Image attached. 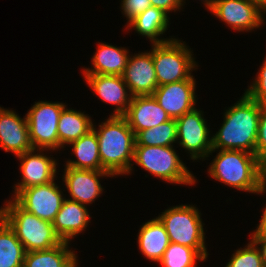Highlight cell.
<instances>
[{
	"label": "cell",
	"mask_w": 266,
	"mask_h": 267,
	"mask_svg": "<svg viewBox=\"0 0 266 267\" xmlns=\"http://www.w3.org/2000/svg\"><path fill=\"white\" fill-rule=\"evenodd\" d=\"M256 157L263 164H266V102L261 103L258 134L256 140Z\"/></svg>",
	"instance_id": "cell-31"
},
{
	"label": "cell",
	"mask_w": 266,
	"mask_h": 267,
	"mask_svg": "<svg viewBox=\"0 0 266 267\" xmlns=\"http://www.w3.org/2000/svg\"><path fill=\"white\" fill-rule=\"evenodd\" d=\"M261 104L245 93L223 113V123L212 135V156L218 150L246 151L256 155Z\"/></svg>",
	"instance_id": "cell-1"
},
{
	"label": "cell",
	"mask_w": 266,
	"mask_h": 267,
	"mask_svg": "<svg viewBox=\"0 0 266 267\" xmlns=\"http://www.w3.org/2000/svg\"><path fill=\"white\" fill-rule=\"evenodd\" d=\"M75 160L67 159L65 167L75 169L106 171L102 165L99 154V143L96 132L92 129L86 135L69 144Z\"/></svg>",
	"instance_id": "cell-24"
},
{
	"label": "cell",
	"mask_w": 266,
	"mask_h": 267,
	"mask_svg": "<svg viewBox=\"0 0 266 267\" xmlns=\"http://www.w3.org/2000/svg\"><path fill=\"white\" fill-rule=\"evenodd\" d=\"M250 239L258 247L264 267H266V236L265 235H251Z\"/></svg>",
	"instance_id": "cell-34"
},
{
	"label": "cell",
	"mask_w": 266,
	"mask_h": 267,
	"mask_svg": "<svg viewBox=\"0 0 266 267\" xmlns=\"http://www.w3.org/2000/svg\"><path fill=\"white\" fill-rule=\"evenodd\" d=\"M90 217L87 206L65 198L52 225L61 241L70 243L74 237L86 231Z\"/></svg>",
	"instance_id": "cell-19"
},
{
	"label": "cell",
	"mask_w": 266,
	"mask_h": 267,
	"mask_svg": "<svg viewBox=\"0 0 266 267\" xmlns=\"http://www.w3.org/2000/svg\"><path fill=\"white\" fill-rule=\"evenodd\" d=\"M207 172L210 178L238 191L259 195L266 192L264 165L255 154L219 150Z\"/></svg>",
	"instance_id": "cell-3"
},
{
	"label": "cell",
	"mask_w": 266,
	"mask_h": 267,
	"mask_svg": "<svg viewBox=\"0 0 266 267\" xmlns=\"http://www.w3.org/2000/svg\"><path fill=\"white\" fill-rule=\"evenodd\" d=\"M264 58L256 77L244 92L249 98L260 104L266 102V56Z\"/></svg>",
	"instance_id": "cell-30"
},
{
	"label": "cell",
	"mask_w": 266,
	"mask_h": 267,
	"mask_svg": "<svg viewBox=\"0 0 266 267\" xmlns=\"http://www.w3.org/2000/svg\"><path fill=\"white\" fill-rule=\"evenodd\" d=\"M136 165L166 183L195 185L197 178L181 160L175 146H135Z\"/></svg>",
	"instance_id": "cell-5"
},
{
	"label": "cell",
	"mask_w": 266,
	"mask_h": 267,
	"mask_svg": "<svg viewBox=\"0 0 266 267\" xmlns=\"http://www.w3.org/2000/svg\"><path fill=\"white\" fill-rule=\"evenodd\" d=\"M0 148L15 156L33 150L26 115L0 107Z\"/></svg>",
	"instance_id": "cell-17"
},
{
	"label": "cell",
	"mask_w": 266,
	"mask_h": 267,
	"mask_svg": "<svg viewBox=\"0 0 266 267\" xmlns=\"http://www.w3.org/2000/svg\"><path fill=\"white\" fill-rule=\"evenodd\" d=\"M0 216L13 229L26 252L51 249L62 242L51 222L23 209L13 198L0 207Z\"/></svg>",
	"instance_id": "cell-4"
},
{
	"label": "cell",
	"mask_w": 266,
	"mask_h": 267,
	"mask_svg": "<svg viewBox=\"0 0 266 267\" xmlns=\"http://www.w3.org/2000/svg\"><path fill=\"white\" fill-rule=\"evenodd\" d=\"M25 249L13 229L0 216V267H21Z\"/></svg>",
	"instance_id": "cell-26"
},
{
	"label": "cell",
	"mask_w": 266,
	"mask_h": 267,
	"mask_svg": "<svg viewBox=\"0 0 266 267\" xmlns=\"http://www.w3.org/2000/svg\"><path fill=\"white\" fill-rule=\"evenodd\" d=\"M263 213L261 218L259 219V224L256 226L257 228L253 230L252 234L250 235H265L266 236V205L263 207Z\"/></svg>",
	"instance_id": "cell-35"
},
{
	"label": "cell",
	"mask_w": 266,
	"mask_h": 267,
	"mask_svg": "<svg viewBox=\"0 0 266 267\" xmlns=\"http://www.w3.org/2000/svg\"><path fill=\"white\" fill-rule=\"evenodd\" d=\"M113 178L108 171L84 170L65 167L63 172V183L69 193V200L76 201L82 205H90L102 196L104 191L100 178ZM71 197V198H70Z\"/></svg>",
	"instance_id": "cell-13"
},
{
	"label": "cell",
	"mask_w": 266,
	"mask_h": 267,
	"mask_svg": "<svg viewBox=\"0 0 266 267\" xmlns=\"http://www.w3.org/2000/svg\"><path fill=\"white\" fill-rule=\"evenodd\" d=\"M69 242L62 241L59 245L47 250L25 253V267H78V256ZM70 248V249H69Z\"/></svg>",
	"instance_id": "cell-23"
},
{
	"label": "cell",
	"mask_w": 266,
	"mask_h": 267,
	"mask_svg": "<svg viewBox=\"0 0 266 267\" xmlns=\"http://www.w3.org/2000/svg\"><path fill=\"white\" fill-rule=\"evenodd\" d=\"M122 77L132 96L152 95L158 87L152 49L130 54Z\"/></svg>",
	"instance_id": "cell-16"
},
{
	"label": "cell",
	"mask_w": 266,
	"mask_h": 267,
	"mask_svg": "<svg viewBox=\"0 0 266 267\" xmlns=\"http://www.w3.org/2000/svg\"><path fill=\"white\" fill-rule=\"evenodd\" d=\"M66 106L63 102L37 101L26 114L30 140L34 149L59 151V116Z\"/></svg>",
	"instance_id": "cell-8"
},
{
	"label": "cell",
	"mask_w": 266,
	"mask_h": 267,
	"mask_svg": "<svg viewBox=\"0 0 266 267\" xmlns=\"http://www.w3.org/2000/svg\"><path fill=\"white\" fill-rule=\"evenodd\" d=\"M56 151L49 149H33L15 156L20 161L21 181L14 184L11 198H14L21 190L32 186H38L57 180L58 160L47 152ZM37 152V153H36ZM54 158V159H53Z\"/></svg>",
	"instance_id": "cell-10"
},
{
	"label": "cell",
	"mask_w": 266,
	"mask_h": 267,
	"mask_svg": "<svg viewBox=\"0 0 266 267\" xmlns=\"http://www.w3.org/2000/svg\"><path fill=\"white\" fill-rule=\"evenodd\" d=\"M137 237V245L143 257L156 264L171 243L163 223L157 216L141 225Z\"/></svg>",
	"instance_id": "cell-21"
},
{
	"label": "cell",
	"mask_w": 266,
	"mask_h": 267,
	"mask_svg": "<svg viewBox=\"0 0 266 267\" xmlns=\"http://www.w3.org/2000/svg\"><path fill=\"white\" fill-rule=\"evenodd\" d=\"M121 13L126 17V24L133 20L140 13L151 7L150 0H121Z\"/></svg>",
	"instance_id": "cell-32"
},
{
	"label": "cell",
	"mask_w": 266,
	"mask_h": 267,
	"mask_svg": "<svg viewBox=\"0 0 266 267\" xmlns=\"http://www.w3.org/2000/svg\"><path fill=\"white\" fill-rule=\"evenodd\" d=\"M135 146H174L177 143V123L170 119L156 127L139 131Z\"/></svg>",
	"instance_id": "cell-27"
},
{
	"label": "cell",
	"mask_w": 266,
	"mask_h": 267,
	"mask_svg": "<svg viewBox=\"0 0 266 267\" xmlns=\"http://www.w3.org/2000/svg\"><path fill=\"white\" fill-rule=\"evenodd\" d=\"M206 259L194 248L171 242L158 262L161 267H197Z\"/></svg>",
	"instance_id": "cell-28"
},
{
	"label": "cell",
	"mask_w": 266,
	"mask_h": 267,
	"mask_svg": "<svg viewBox=\"0 0 266 267\" xmlns=\"http://www.w3.org/2000/svg\"><path fill=\"white\" fill-rule=\"evenodd\" d=\"M169 22V15L151 6L131 20L125 28L135 30L138 35L148 38L152 44L164 43L174 39L172 36L171 38L160 37L168 30Z\"/></svg>",
	"instance_id": "cell-22"
},
{
	"label": "cell",
	"mask_w": 266,
	"mask_h": 267,
	"mask_svg": "<svg viewBox=\"0 0 266 267\" xmlns=\"http://www.w3.org/2000/svg\"><path fill=\"white\" fill-rule=\"evenodd\" d=\"M152 45V59L158 86L190 79L198 69L193 51L185 41L174 38Z\"/></svg>",
	"instance_id": "cell-7"
},
{
	"label": "cell",
	"mask_w": 266,
	"mask_h": 267,
	"mask_svg": "<svg viewBox=\"0 0 266 267\" xmlns=\"http://www.w3.org/2000/svg\"><path fill=\"white\" fill-rule=\"evenodd\" d=\"M92 56V67L82 68V74L122 76L127 66L130 50L106 42H98Z\"/></svg>",
	"instance_id": "cell-20"
},
{
	"label": "cell",
	"mask_w": 266,
	"mask_h": 267,
	"mask_svg": "<svg viewBox=\"0 0 266 267\" xmlns=\"http://www.w3.org/2000/svg\"><path fill=\"white\" fill-rule=\"evenodd\" d=\"M89 114L68 108H63L58 121V136L60 149L78 140L92 130L93 122Z\"/></svg>",
	"instance_id": "cell-25"
},
{
	"label": "cell",
	"mask_w": 266,
	"mask_h": 267,
	"mask_svg": "<svg viewBox=\"0 0 266 267\" xmlns=\"http://www.w3.org/2000/svg\"><path fill=\"white\" fill-rule=\"evenodd\" d=\"M83 78L98 99L116 107L110 116H123L127 112L132 95L122 76L83 74Z\"/></svg>",
	"instance_id": "cell-15"
},
{
	"label": "cell",
	"mask_w": 266,
	"mask_h": 267,
	"mask_svg": "<svg viewBox=\"0 0 266 267\" xmlns=\"http://www.w3.org/2000/svg\"><path fill=\"white\" fill-rule=\"evenodd\" d=\"M203 113L194 108L176 119L177 143L187 151L193 162L206 160L212 150V134Z\"/></svg>",
	"instance_id": "cell-9"
},
{
	"label": "cell",
	"mask_w": 266,
	"mask_h": 267,
	"mask_svg": "<svg viewBox=\"0 0 266 267\" xmlns=\"http://www.w3.org/2000/svg\"><path fill=\"white\" fill-rule=\"evenodd\" d=\"M54 181L21 190L13 199L42 220L53 222L66 198L63 188Z\"/></svg>",
	"instance_id": "cell-11"
},
{
	"label": "cell",
	"mask_w": 266,
	"mask_h": 267,
	"mask_svg": "<svg viewBox=\"0 0 266 267\" xmlns=\"http://www.w3.org/2000/svg\"><path fill=\"white\" fill-rule=\"evenodd\" d=\"M225 267H264L260 251L255 243L250 242L234 251Z\"/></svg>",
	"instance_id": "cell-29"
},
{
	"label": "cell",
	"mask_w": 266,
	"mask_h": 267,
	"mask_svg": "<svg viewBox=\"0 0 266 267\" xmlns=\"http://www.w3.org/2000/svg\"><path fill=\"white\" fill-rule=\"evenodd\" d=\"M151 6L161 9L167 15L170 12H180L184 6L183 0H150Z\"/></svg>",
	"instance_id": "cell-33"
},
{
	"label": "cell",
	"mask_w": 266,
	"mask_h": 267,
	"mask_svg": "<svg viewBox=\"0 0 266 267\" xmlns=\"http://www.w3.org/2000/svg\"><path fill=\"white\" fill-rule=\"evenodd\" d=\"M123 117L135 135L139 131L156 127L171 119L152 95L132 96L128 110Z\"/></svg>",
	"instance_id": "cell-18"
},
{
	"label": "cell",
	"mask_w": 266,
	"mask_h": 267,
	"mask_svg": "<svg viewBox=\"0 0 266 267\" xmlns=\"http://www.w3.org/2000/svg\"><path fill=\"white\" fill-rule=\"evenodd\" d=\"M196 85V79L192 76L187 80L158 86L152 96L169 117L176 120L197 108Z\"/></svg>",
	"instance_id": "cell-14"
},
{
	"label": "cell",
	"mask_w": 266,
	"mask_h": 267,
	"mask_svg": "<svg viewBox=\"0 0 266 267\" xmlns=\"http://www.w3.org/2000/svg\"><path fill=\"white\" fill-rule=\"evenodd\" d=\"M106 119L99 123V128H96L94 123L92 127L99 143L101 165L115 178L126 174L128 176L133 173L135 165L132 162L136 144L135 133L123 116L109 115Z\"/></svg>",
	"instance_id": "cell-2"
},
{
	"label": "cell",
	"mask_w": 266,
	"mask_h": 267,
	"mask_svg": "<svg viewBox=\"0 0 266 267\" xmlns=\"http://www.w3.org/2000/svg\"><path fill=\"white\" fill-rule=\"evenodd\" d=\"M158 218L163 223L170 242L197 250L206 260L204 223L200 210L193 204H181L165 209Z\"/></svg>",
	"instance_id": "cell-6"
},
{
	"label": "cell",
	"mask_w": 266,
	"mask_h": 267,
	"mask_svg": "<svg viewBox=\"0 0 266 267\" xmlns=\"http://www.w3.org/2000/svg\"><path fill=\"white\" fill-rule=\"evenodd\" d=\"M208 11L237 32H252L266 23L265 13L250 0H216Z\"/></svg>",
	"instance_id": "cell-12"
},
{
	"label": "cell",
	"mask_w": 266,
	"mask_h": 267,
	"mask_svg": "<svg viewBox=\"0 0 266 267\" xmlns=\"http://www.w3.org/2000/svg\"><path fill=\"white\" fill-rule=\"evenodd\" d=\"M264 178H265V187H266V172H264Z\"/></svg>",
	"instance_id": "cell-38"
},
{
	"label": "cell",
	"mask_w": 266,
	"mask_h": 267,
	"mask_svg": "<svg viewBox=\"0 0 266 267\" xmlns=\"http://www.w3.org/2000/svg\"><path fill=\"white\" fill-rule=\"evenodd\" d=\"M184 1V5H185V1L186 0H183ZM200 1V0H199ZM216 0H201V2L203 3V5L205 6V8L207 10H209L215 3Z\"/></svg>",
	"instance_id": "cell-37"
},
{
	"label": "cell",
	"mask_w": 266,
	"mask_h": 267,
	"mask_svg": "<svg viewBox=\"0 0 266 267\" xmlns=\"http://www.w3.org/2000/svg\"><path fill=\"white\" fill-rule=\"evenodd\" d=\"M250 1L266 15V0H250Z\"/></svg>",
	"instance_id": "cell-36"
}]
</instances>
